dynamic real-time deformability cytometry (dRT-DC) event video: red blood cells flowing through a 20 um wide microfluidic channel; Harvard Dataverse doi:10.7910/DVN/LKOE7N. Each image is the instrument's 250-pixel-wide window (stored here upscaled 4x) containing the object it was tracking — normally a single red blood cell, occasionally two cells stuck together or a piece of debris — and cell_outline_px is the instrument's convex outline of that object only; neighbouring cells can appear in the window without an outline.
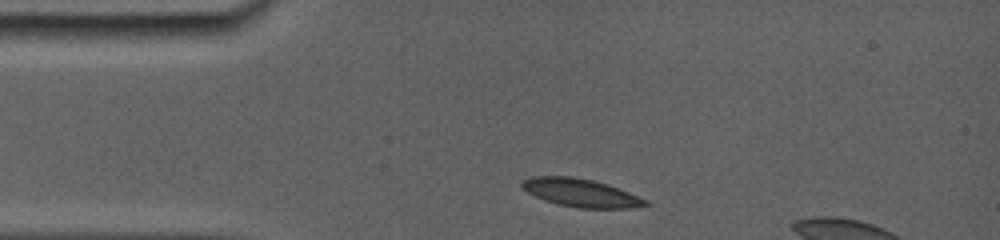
{"species": "common noctule bat (a hibernating species)", "species_latin": "Nyctalus noctula", "temperature_condition": "room temperature", "stored_images_in_passage": 4, "segment_of_instrument_passage": [1, 2], "camera_frame_rate_fps": 5000, "um_per_image_px": 0.085, "animal": {"sex": "female", "body_mass_g": 19.0, "forearm_length_mm": 56.7}, "frame": {"image": 1, "passage_image": 1, "time_ms": 0.0, "image_size_px": [1000, 240], "cell_outline_px": [[652, 204], [628, 208], [580, 208], [556, 204], [544, 200], [520, 188], [520, 180], [532, 176], [572, 176], [592, 180], [608, 184], [620, 188], [648, 200]], "centroid_in_image_um": [49.35, 16.38], "position_along_channel_um": 35.7, "area_um2": 20.46}}
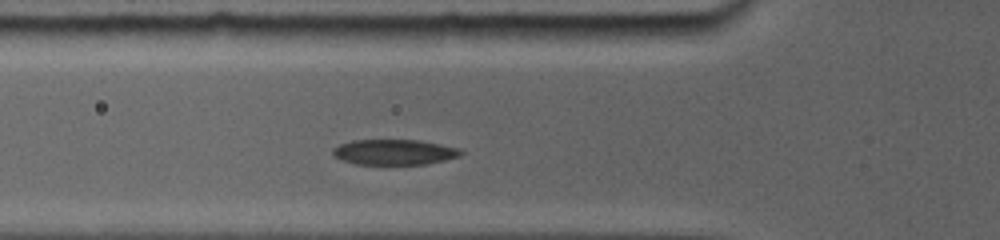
{"frame": {"image": 2, "passage_image": 3, "time_ms": 2.2, "image_size_px": [1000, 240], "cell_outline_px": [[464, 152], [460, 156], [444, 160], [424, 164], [356, 164], [332, 156], [332, 152], [340, 144], [352, 140], [416, 140], [456, 148]], "centroid_in_image_um": [33.48, 12.93], "position_along_channel_um": 92.3, "area_um2": 18.55}}